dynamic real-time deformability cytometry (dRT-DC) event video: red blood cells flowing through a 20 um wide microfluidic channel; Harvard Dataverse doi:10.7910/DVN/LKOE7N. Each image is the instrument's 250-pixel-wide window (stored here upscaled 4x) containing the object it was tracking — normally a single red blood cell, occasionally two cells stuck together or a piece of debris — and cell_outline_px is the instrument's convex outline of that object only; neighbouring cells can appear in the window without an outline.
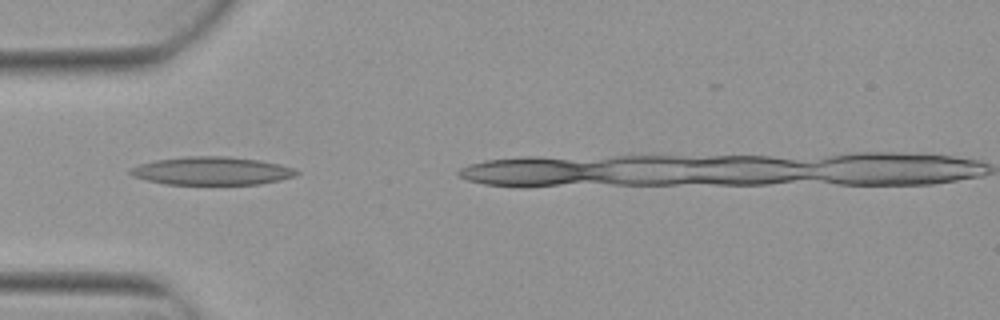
{"species": "Egyptian fruit bat (a non-hibernating species)", "species_latin": "Rousettus aegyptiacus", "temperature_condition": "warm", "stored_images_in_passage": 3, "camera_frame_rate_fps": 3000, "um_per_image_px": 0.085, "animal": {"sex": "female"}, "frame": {"image": 1, "passage_image": 2, "time_ms": 0.333, "image_size_px": [1000, 320], "cell_outline_px": [[300, 172], [296, 176], [280, 180], [260, 184], [164, 184], [132, 176], [128, 172], [128, 168], [140, 164], [156, 160], [184, 156], [228, 156], [260, 160], [280, 164], [292, 168]], "centroid_in_image_um": [18.0, 14.52], "position_along_channel_um": 67.0, "area_um2": 27.34}}